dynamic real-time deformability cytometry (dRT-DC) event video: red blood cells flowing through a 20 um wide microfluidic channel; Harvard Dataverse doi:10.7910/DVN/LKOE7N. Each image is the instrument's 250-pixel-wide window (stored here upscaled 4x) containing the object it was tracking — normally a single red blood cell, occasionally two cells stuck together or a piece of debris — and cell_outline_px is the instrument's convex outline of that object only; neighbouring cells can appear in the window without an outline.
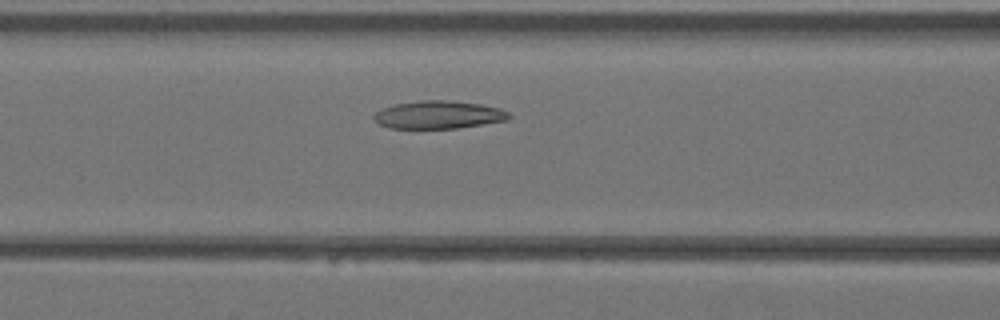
{"species": "Egyptian fruit bat (a non-hibernating species)", "species_latin": "Rousettus aegyptiacus", "temperature_condition": "warm", "stored_images_in_passage": 30, "camera_frame_rate_fps": 3000, "um_per_image_px": 0.085, "animal": {"sex": "female"}, "frame": {"image": 1, "passage_image": 11, "time_ms": 3.333, "image_size_px": [1000, 320], "cell_outline_px": [[512, 116], [508, 120], [456, 128], [388, 128], [380, 124], [372, 116], [380, 108], [392, 104], [420, 100], [452, 100], [480, 104], [500, 108], [508, 112]], "centroid_in_image_um": [37.26, 9.74], "position_along_channel_um": 129.3, "area_um2": 22.08}}
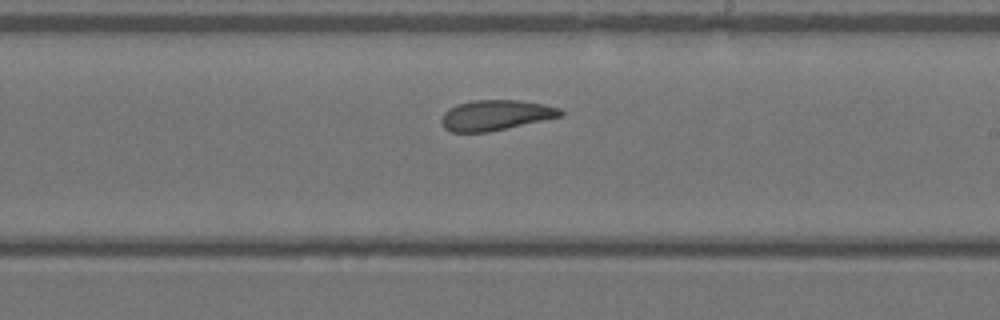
{"frame": {"image": 2, "passage_image": 18, "time_ms": 5.667, "image_size_px": [1000, 320], "cell_outline_px": [[564, 116], [488, 132], [452, 132], [444, 128], [440, 124], [440, 116], [448, 108], [456, 104], [472, 100], [520, 100], [544, 104], [560, 108], [564, 112]], "centroid_in_image_um": [42.11, 9.78], "position_along_channel_um": 246.9, "area_um2": 21.39}}
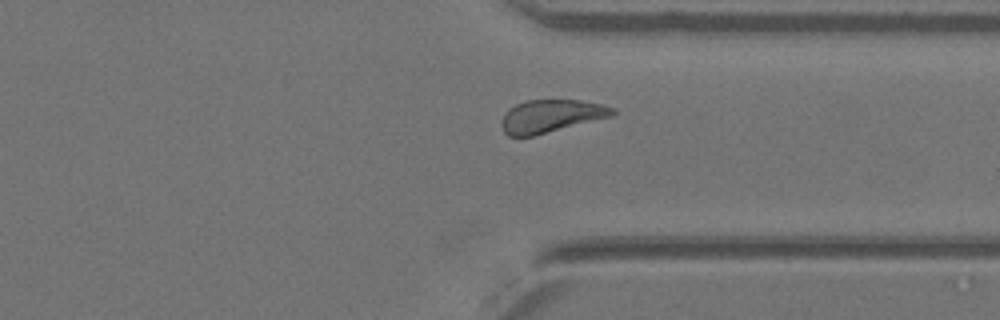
{"frame": {"image": 3, "passage_image": 25, "time_ms": 8.0, "image_size_px": [1000, 320], "cell_outline_px": [[616, 116], [532, 136], [508, 136], [504, 132], [500, 124], [504, 112], [508, 108], [524, 100], [580, 100], [600, 104], [616, 108]], "centroid_in_image_um": [46.85, 9.86], "position_along_channel_um": 364.5, "area_um2": 21.56}}